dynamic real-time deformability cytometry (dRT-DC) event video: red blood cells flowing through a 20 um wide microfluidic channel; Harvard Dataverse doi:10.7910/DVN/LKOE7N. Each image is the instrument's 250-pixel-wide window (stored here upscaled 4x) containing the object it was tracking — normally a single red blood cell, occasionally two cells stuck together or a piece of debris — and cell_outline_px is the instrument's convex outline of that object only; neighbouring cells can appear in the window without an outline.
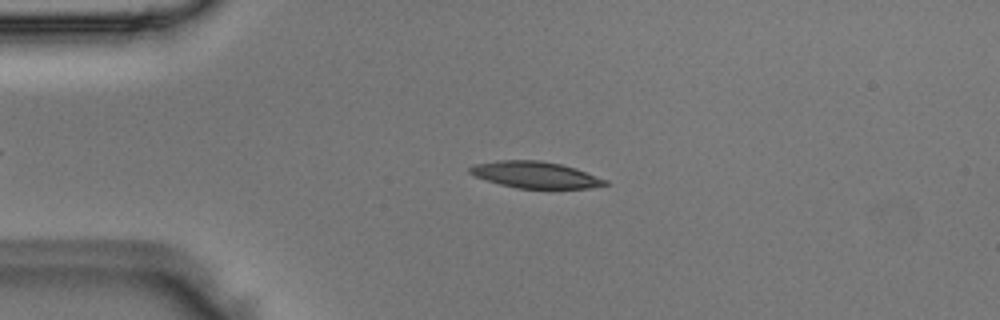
{"species": "Egyptian fruit bat (a non-hibernating species)", "species_latin": "Rousettus aegyptiacus", "temperature_condition": "room temperature", "stored_images_in_passage": 39, "camera_frame_rate_fps": 3000, "um_per_image_px": 0.085, "animal": {"sex": "male"}, "frame": {"image": 1, "passage_image": 11, "time_ms": 3.333, "image_size_px": [1000, 320], "cell_outline_px": [[608, 184], [588, 188], [516, 188], [500, 184], [476, 176], [468, 172], [468, 168], [476, 164], [500, 160], [540, 160], [560, 164], [576, 168], [608, 180]], "centroid_in_image_um": [45.52, 14.85], "position_along_channel_um": 39.5, "area_um2": 20.69}}
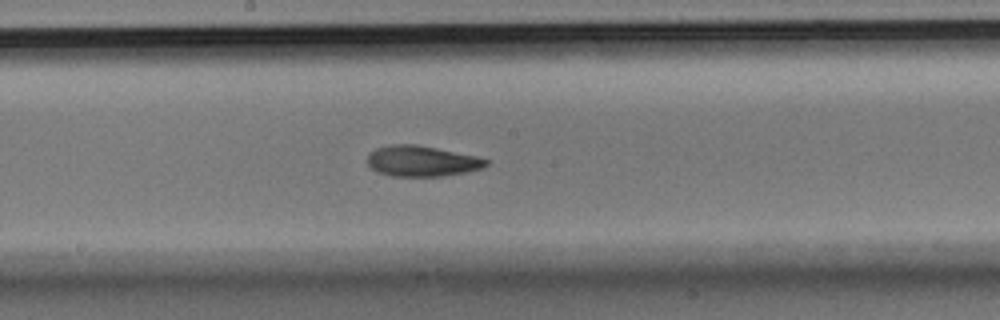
{"frame": {"image": 2, "passage_image": 26, "time_ms": 8.333, "image_size_px": [1000, 320], "cell_outline_px": [[488, 164], [480, 168], [468, 172], [444, 176], [392, 176], [376, 172], [368, 164], [368, 152], [376, 148], [392, 144], [416, 144], [476, 156], [488, 160]], "centroid_in_image_um": [35.82, 13.69], "position_along_channel_um": 212.4, "area_um2": 21.21}}
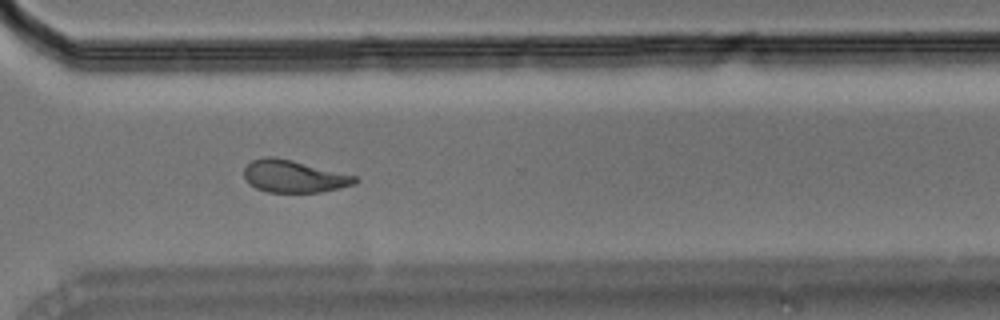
{"frame": {"image": 3, "passage_image": 36, "time_ms": 11.667, "image_size_px": [1000, 320], "cell_outline_px": [[360, 180], [356, 184], [340, 188], [320, 192], [268, 192], [256, 188], [248, 184], [244, 176], [244, 168], [252, 160], [264, 156], [272, 156], [292, 160], [356, 176]], "centroid_in_image_um": [24.97, 14.99], "position_along_channel_um": 345.6, "area_um2": 20.92}}